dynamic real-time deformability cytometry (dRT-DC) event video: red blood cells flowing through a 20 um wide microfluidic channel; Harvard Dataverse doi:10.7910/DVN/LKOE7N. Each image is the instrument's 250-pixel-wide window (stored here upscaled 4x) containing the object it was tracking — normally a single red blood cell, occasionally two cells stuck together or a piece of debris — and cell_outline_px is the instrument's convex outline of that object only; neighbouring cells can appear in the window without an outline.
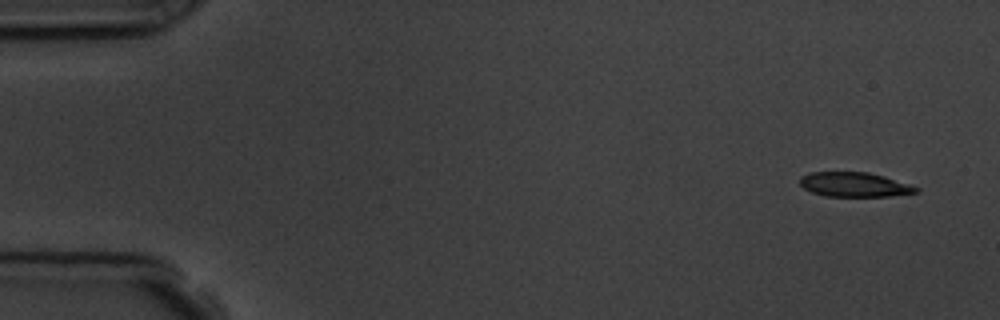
{"species": "common noctule bat (a hibernating species)", "species_latin": "Nyctalus noctula", "temperature_condition": "room temperature", "stored_images_in_passage": 2, "segment_of_instrument_passage": [2, 2], "camera_frame_rate_fps": 3000, "um_per_image_px": 0.085, "animal": {"sex": "male", "body_mass_g": 19.5, "forearm_length_mm": 54.6}, "frame": {"image": 1, "passage_image": 2, "time_ms": 1.333, "image_size_px": [1000, 320], "cell_outline_px": [[920, 192], [888, 196], [824, 196], [812, 192], [804, 188], [800, 184], [800, 176], [812, 172], [868, 172], [884, 176], [920, 188]], "centroid_in_image_um": [72.62, 15.69], "position_along_channel_um": 12.4, "area_um2": 16.53}}